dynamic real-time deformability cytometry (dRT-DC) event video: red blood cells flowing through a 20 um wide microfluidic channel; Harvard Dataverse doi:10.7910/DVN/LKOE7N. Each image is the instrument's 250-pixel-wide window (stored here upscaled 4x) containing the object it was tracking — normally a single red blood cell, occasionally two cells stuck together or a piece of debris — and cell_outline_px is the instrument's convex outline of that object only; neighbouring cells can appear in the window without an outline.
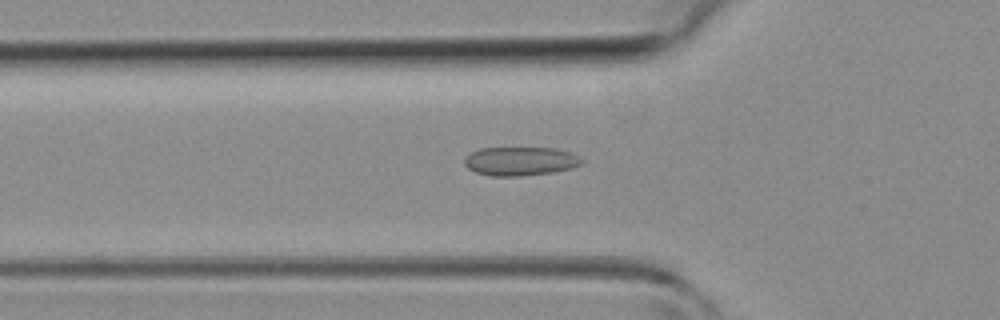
{"species": "common noctule bat (a hibernating species)", "species_latin": "Nyctalus noctula", "temperature_condition": "room temperature", "stored_images_in_passage": 42, "camera_frame_rate_fps": 3000, "um_per_image_px": 0.085, "animal": {"sex": "female", "body_mass_g": 19.3, "forearm_length_mm": 54.1}, "frame": {"image": 1, "passage_image": 13, "time_ms": 4.0, "image_size_px": [1000, 320], "cell_outline_px": [[584, 160], [580, 164], [572, 168], [552, 172], [520, 176], [492, 176], [476, 172], [468, 168], [464, 164], [464, 160], [472, 152], [480, 148], [552, 148], [568, 152], [580, 156]], "centroid_in_image_um": [44.23, 13.7], "position_along_channel_um": 81.6, "area_um2": 19.48}}
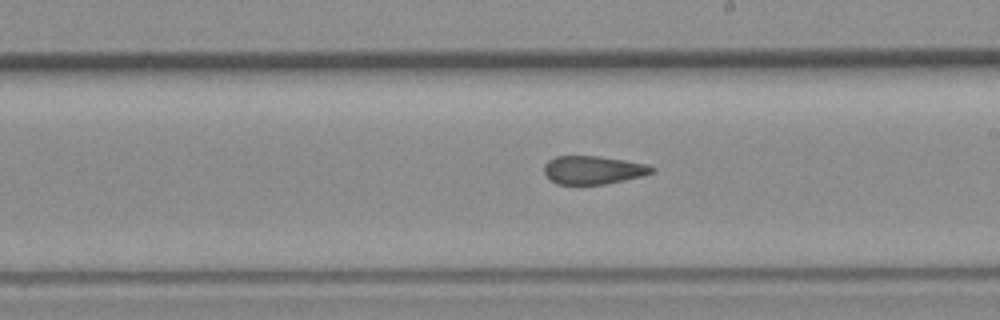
{"frame": {"image": 2, "passage_image": 23, "time_ms": 7.333, "image_size_px": [1000, 320], "cell_outline_px": [[656, 172], [644, 176], [604, 184], [556, 184], [544, 172], [544, 164], [548, 160], [556, 156], [600, 156], [648, 164], [656, 168]], "centroid_in_image_um": [50.47, 14.44], "position_along_channel_um": 238.5, "area_um2": 17.86}}
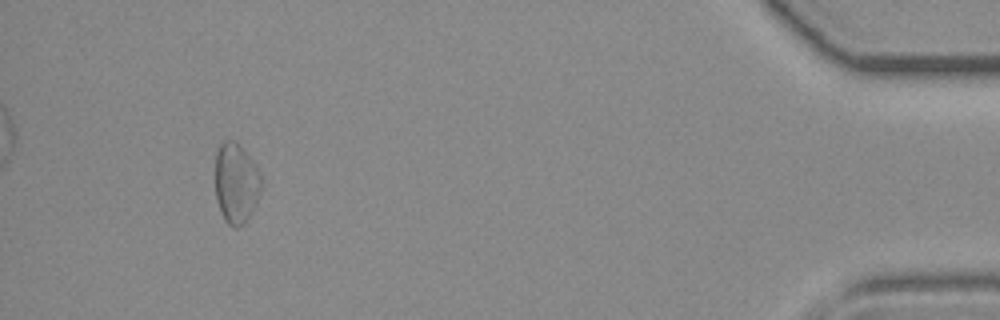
{"frame": {"image": 3, "passage_image": 39, "time_ms": 12.667, "image_size_px": [1000, 320], "cell_outline_px": [[260, 192], [256, 204], [252, 212], [244, 224], [236, 228], [228, 224], [224, 220], [220, 212], [216, 200], [216, 152], [220, 144], [224, 140], [236, 140], [240, 144], [252, 160], [260, 172]], "centroid_in_image_um": [20.06, 15.57], "position_along_channel_um": 415.1, "area_um2": 21.68}}